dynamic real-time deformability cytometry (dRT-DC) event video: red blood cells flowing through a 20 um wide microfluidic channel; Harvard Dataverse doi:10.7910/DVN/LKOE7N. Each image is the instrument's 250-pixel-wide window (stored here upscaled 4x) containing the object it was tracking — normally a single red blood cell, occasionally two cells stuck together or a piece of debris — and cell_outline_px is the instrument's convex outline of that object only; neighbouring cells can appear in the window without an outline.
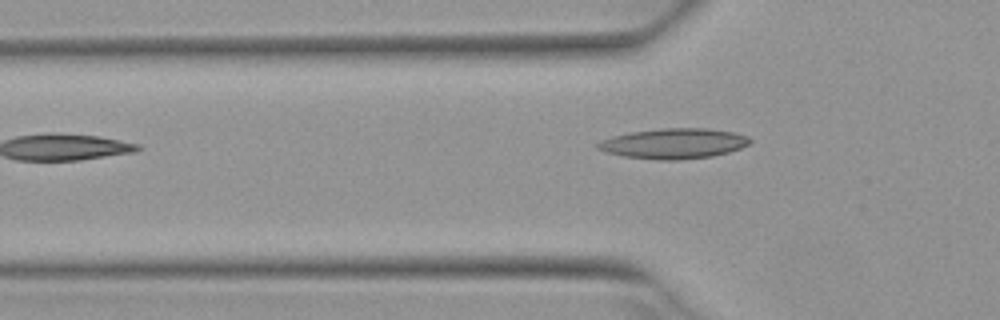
{"species": "Egyptian fruit bat (a non-hibernating species)", "species_latin": "Rousettus aegyptiacus", "temperature_condition": "warm", "stored_images_in_passage": 6, "camera_frame_rate_fps": 3000, "um_per_image_px": 0.085, "animal": {"sex": "female"}, "frame": {"image": 1, "passage_image": 5, "time_ms": 1.333, "image_size_px": [1000, 320], "cell_outline_px": [[752, 140], [748, 144], [740, 148], [728, 152], [712, 156], [680, 160], [656, 160], [624, 156], [604, 152], [596, 148], [596, 144], [600, 140], [612, 136], [628, 132], [660, 128], [708, 128], [732, 132], [748, 136]], "centroid_in_image_um": [57.22, 12.19], "position_along_channel_um": 68.6, "area_um2": 27.05}}
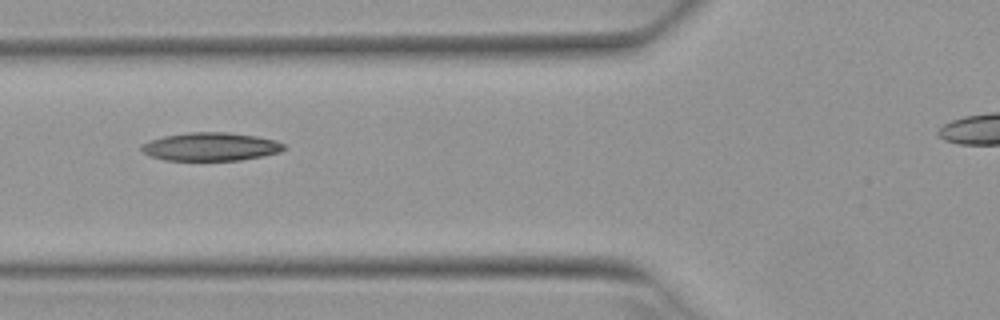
{"frame": {"image": 2, "passage_image": 6, "time_ms": 1.667, "image_size_px": [1000, 320], "cell_outline_px": [[284, 148], [280, 152], [240, 160], [164, 160], [152, 156], [144, 152], [140, 148], [140, 144], [164, 136], [188, 132], [228, 132], [256, 136], [276, 140], [284, 144]], "centroid_in_image_um": [17.9, 12.46], "position_along_channel_um": 107.9, "area_um2": 23.29}}